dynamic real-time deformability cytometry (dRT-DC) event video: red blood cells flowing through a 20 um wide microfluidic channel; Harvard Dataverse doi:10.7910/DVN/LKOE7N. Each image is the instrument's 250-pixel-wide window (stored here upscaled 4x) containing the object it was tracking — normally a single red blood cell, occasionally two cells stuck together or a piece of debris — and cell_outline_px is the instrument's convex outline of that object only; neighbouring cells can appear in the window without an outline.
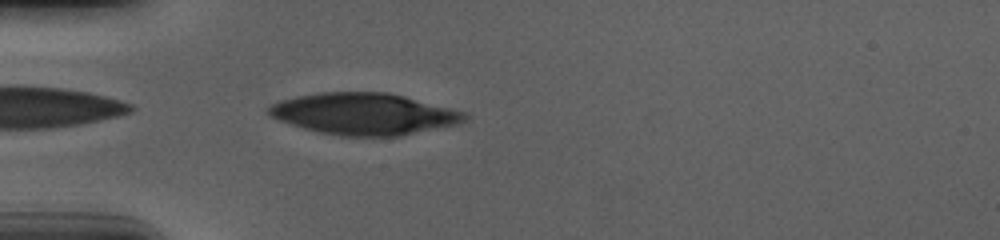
{"species": "human", "species_latin": "Homo sapiens", "temperature_condition": "cold", "stored_images_in_passage": 40, "camera_frame_rate_fps": 3000, "um_per_image_px": 0.085, "donor": {"sex": "male"}, "frame": {"image": 1, "passage_image": 1, "time_ms": 0.0, "image_size_px": [1000, 240], "cell_outline_px": [[472, 116], [456, 124], [396, 136], [340, 136], [320, 132], [304, 128], [268, 116], [268, 108], [272, 104], [280, 100], [296, 96], [320, 92], [388, 92], [468, 112]], "centroid_in_image_um": [30.95, 9.67], "position_along_channel_um": 54.1, "area_um2": 47.34}}
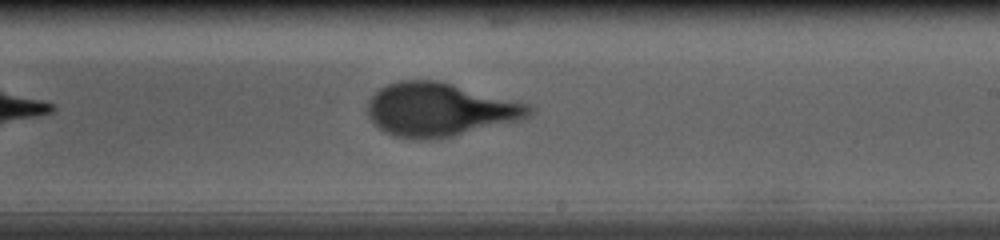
{"frame": {"image": 2, "passage_image": 18, "time_ms": 5.667, "image_size_px": [1000, 240], "cell_outline_px": [[536, 108], [532, 116], [524, 120], [440, 140], [412, 140], [392, 136], [384, 132], [368, 116], [368, 100], [380, 88], [388, 84], [400, 80], [432, 80], [532, 104]], "centroid_in_image_um": [37.44, 9.37], "position_along_channel_um": 251.6, "area_um2": 51.04}}
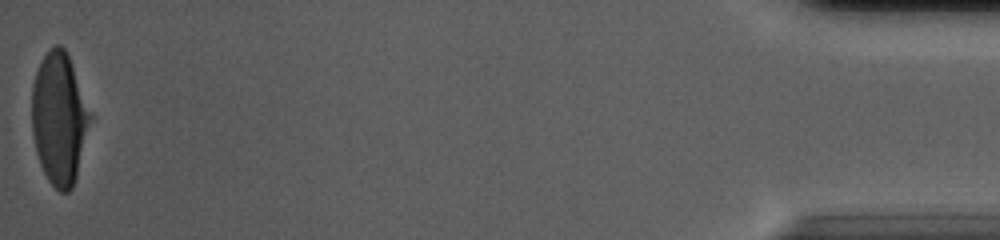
{"frame": {"image": 3, "passage_image": 40, "time_ms": 13.0, "image_size_px": [1000, 240], "cell_outline_px": [[92, 116], [76, 176], [72, 188], [68, 192], [60, 192], [48, 180], [40, 164], [36, 152], [32, 132], [32, 88], [36, 72], [44, 56], [56, 44], [60, 44], [64, 48], [68, 56]], "centroid_in_image_um": [5.02, 10.1], "position_along_channel_um": 430.2, "area_um2": 44.1}, "authors_computed_cell_mechanics": {"area_um2": 49.4768, "velocity_mm_per_s": 3.6854, "shape_relaxation_time_tau1_ms": 3.7953, "shape_relaxation_time_tau2_ms": null, "deformation_change_tau1": 0.1893, "deformation_change_tau2": null}}